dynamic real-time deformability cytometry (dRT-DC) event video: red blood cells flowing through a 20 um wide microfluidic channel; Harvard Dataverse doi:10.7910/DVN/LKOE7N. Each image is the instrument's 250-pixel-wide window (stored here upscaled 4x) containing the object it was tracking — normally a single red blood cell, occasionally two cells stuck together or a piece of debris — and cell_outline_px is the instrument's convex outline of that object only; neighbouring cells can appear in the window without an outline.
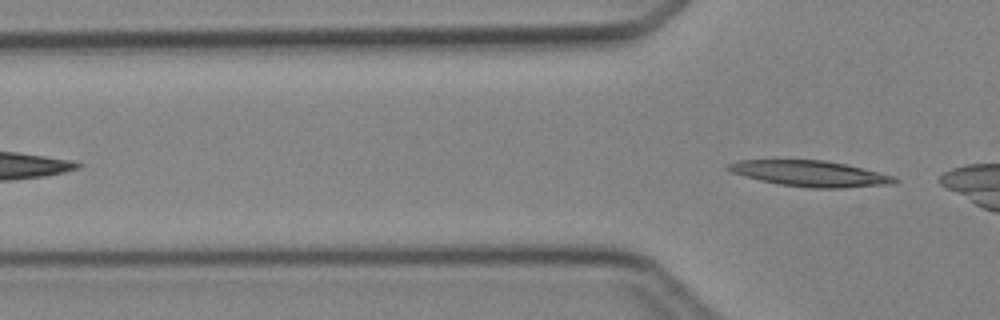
{"species": "Egyptian fruit bat (a non-hibernating species)", "species_latin": "Rousettus aegyptiacus", "temperature_condition": "cold", "stored_images_in_passage": 4, "camera_frame_rate_fps": 3000, "um_per_image_px": 0.085, "animal": {"sex": "female"}, "frame": {"image": 1, "passage_image": 4, "time_ms": 3.667, "image_size_px": [1000, 320], "cell_outline_px": [[900, 180], [896, 184], [840, 188], [812, 188], [780, 184], [760, 180], [744, 176], [732, 172], [724, 168], [724, 164], [736, 160], [824, 160], [844, 164], [892, 176]], "centroid_in_image_um": [68.8, 14.75], "position_along_channel_um": 57.0, "area_um2": 24.91}}